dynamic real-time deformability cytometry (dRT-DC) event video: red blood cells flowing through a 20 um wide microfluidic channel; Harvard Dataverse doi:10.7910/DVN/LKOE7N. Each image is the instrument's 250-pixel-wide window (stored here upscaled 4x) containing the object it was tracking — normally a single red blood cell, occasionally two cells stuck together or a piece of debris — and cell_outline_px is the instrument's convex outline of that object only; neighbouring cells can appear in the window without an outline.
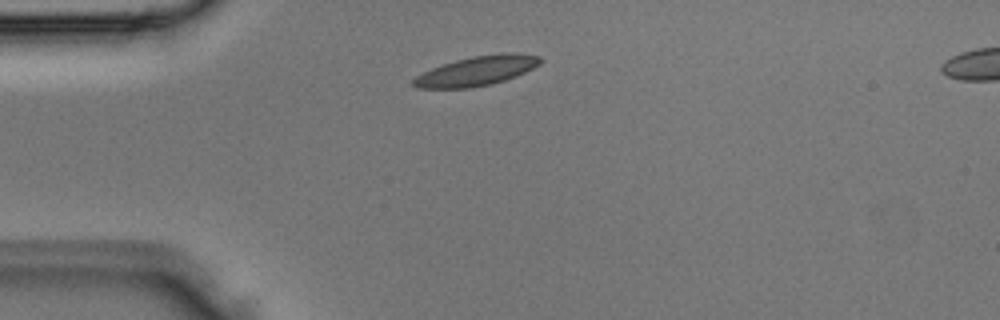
{"species": "Egyptian fruit bat (a non-hibernating species)", "species_latin": "Rousettus aegyptiacus", "temperature_condition": "room temperature", "stored_images_in_passage": 2, "segment_of_instrument_passage": [1, 2], "camera_frame_rate_fps": 3000, "um_per_image_px": 0.085, "animal": {"sex": "male"}, "frame": {"image": 1, "passage_image": 1, "time_ms": 0.0, "image_size_px": [1000, 320], "cell_outline_px": [[544, 60], [540, 64], [516, 76], [492, 84], [468, 88], [416, 88], [412, 84], [412, 80], [416, 76], [432, 68], [456, 60], [472, 56], [504, 52], [516, 52], [540, 56]], "centroid_in_image_um": [40.55, 6.01], "position_along_channel_um": 44.4, "area_um2": 21.85}}